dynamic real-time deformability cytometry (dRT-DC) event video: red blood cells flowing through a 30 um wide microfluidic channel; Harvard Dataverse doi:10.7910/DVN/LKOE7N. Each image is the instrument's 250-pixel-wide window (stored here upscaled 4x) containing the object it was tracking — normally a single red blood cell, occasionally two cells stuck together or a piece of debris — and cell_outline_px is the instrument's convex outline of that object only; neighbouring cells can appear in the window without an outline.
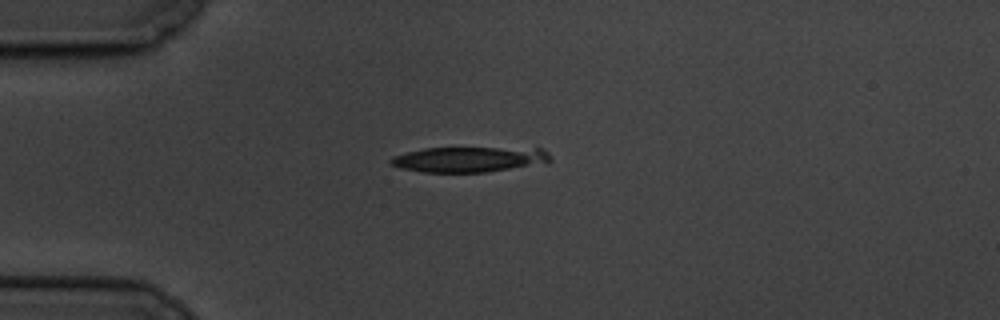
{"species": "common noctule bat (a hibernating species)", "species_latin": "Nyctalus noctula", "temperature_condition": "cold", "stored_images_in_passage": 4, "camera_frame_rate_fps": 3000, "um_per_image_px": 0.085, "animal": {"sex": "male", "body_mass_g": 19.5, "forearm_length_mm": 54.6}, "frame": {"image": 1, "passage_image": 3, "time_ms": 3.0, "image_size_px": [1000, 320], "cell_outline_px": [[552, 160], [548, 164], [488, 172], [424, 172], [400, 168], [388, 164], [388, 160], [392, 156], [424, 148], [544, 148], [552, 156]], "centroid_in_image_um": [39.97, 13.55], "position_along_channel_um": 45.0, "area_um2": 24.1}}